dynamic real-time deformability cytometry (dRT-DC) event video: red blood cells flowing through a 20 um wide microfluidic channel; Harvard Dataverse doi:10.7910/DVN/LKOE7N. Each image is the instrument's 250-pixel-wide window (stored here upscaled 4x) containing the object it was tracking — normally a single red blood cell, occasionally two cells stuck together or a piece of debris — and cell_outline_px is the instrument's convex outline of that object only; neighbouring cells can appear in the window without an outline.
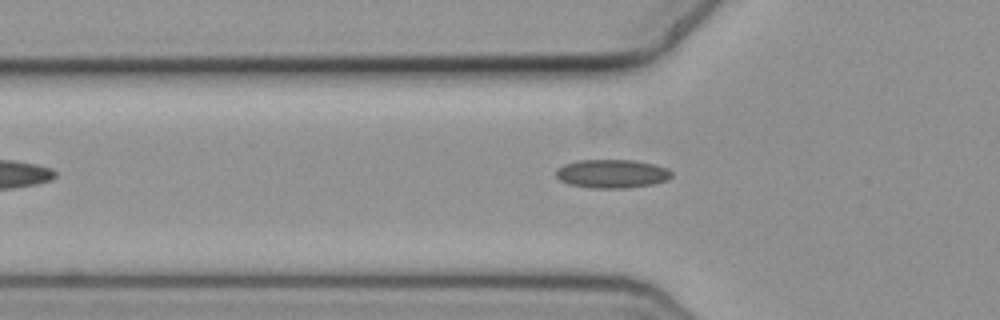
{"species": "common noctule bat (a hibernating species)", "species_latin": "Nyctalus noctula", "temperature_condition": "cold", "stored_images_in_passage": 30, "camera_frame_rate_fps": 3000, "um_per_image_px": 0.085, "animal": {"sex": "female", "body_mass_g": 19.3, "forearm_length_mm": 54.1}, "frame": {"image": 1, "passage_image": 5, "time_ms": 1.333, "image_size_px": [1000, 320], "cell_outline_px": [[672, 176], [668, 180], [652, 184], [624, 188], [592, 188], [568, 184], [560, 180], [556, 176], [556, 168], [564, 164], [580, 160], [636, 160], [656, 164], [668, 168], [672, 172]], "centroid_in_image_um": [52.03, 14.76], "position_along_channel_um": 73.8, "area_um2": 19.42}}
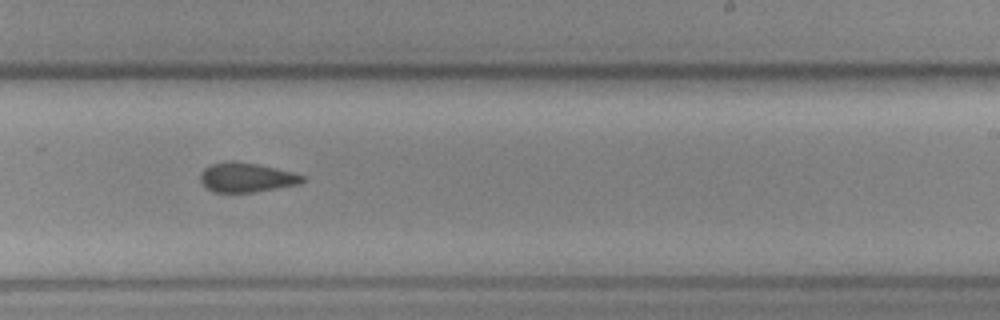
{"frame": {"image": 2, "passage_image": 21, "time_ms": 6.667, "image_size_px": [1000, 320], "cell_outline_px": [[304, 180], [300, 184], [252, 192], [212, 192], [200, 180], [200, 172], [204, 168], [212, 164], [228, 160], [236, 160], [256, 164], [292, 172], [304, 176]], "centroid_in_image_um": [20.91, 15.07], "position_along_channel_um": 268.1, "area_um2": 17.4}}
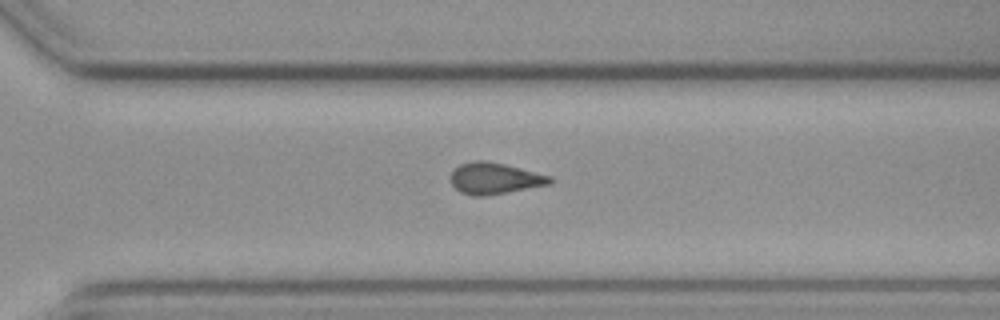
{"frame": {"image": 3, "passage_image": 26, "time_ms": 8.333, "image_size_px": [1000, 320], "cell_outline_px": [[552, 184], [484, 196], [472, 196], [460, 192], [452, 184], [452, 168], [460, 164], [472, 160], [484, 160], [504, 164], [552, 176]], "centroid_in_image_um": [42.04, 15.16], "position_along_channel_um": 328.6, "area_um2": 18.15}, "authors_computed_cell_mechanics": {"area_um2": 18.2937, "velocity_mm_per_s": 3.638, "shape_relaxation_time_tau1_ms": null, "shape_relaxation_time_tau2_ms": 4.0199, "deformation_change_tau1": null, "deformation_change_tau2": 0.1158}}